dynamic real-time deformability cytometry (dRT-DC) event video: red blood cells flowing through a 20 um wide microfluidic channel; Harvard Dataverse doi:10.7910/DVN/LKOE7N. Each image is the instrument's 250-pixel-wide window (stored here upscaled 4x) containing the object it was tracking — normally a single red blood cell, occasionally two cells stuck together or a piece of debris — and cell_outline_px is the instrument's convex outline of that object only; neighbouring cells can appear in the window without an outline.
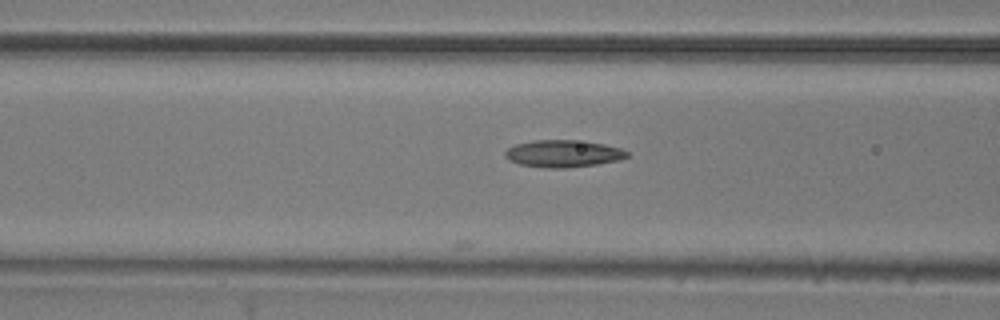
{"species": "common noctule bat (a hibernating species)", "species_latin": "Nyctalus noctula", "temperature_condition": "room temperature", "stored_images_in_passage": 6, "camera_frame_rate_fps": 3000, "um_per_image_px": 0.085, "animal": {"sex": "male", "body_mass_g": 20.5, "forearm_length_mm": 52.5}, "frame": {"image": 1, "passage_image": 6, "time_ms": 1.667, "image_size_px": [1000, 320], "cell_outline_px": [[628, 156], [620, 160], [596, 164], [568, 168], [544, 168], [520, 164], [508, 160], [504, 156], [504, 152], [508, 148], [516, 144], [532, 140], [572, 140], [604, 144], [620, 148], [628, 152]], "centroid_in_image_um": [47.84, 13.06], "position_along_channel_um": 118.8, "area_um2": 19.31}}